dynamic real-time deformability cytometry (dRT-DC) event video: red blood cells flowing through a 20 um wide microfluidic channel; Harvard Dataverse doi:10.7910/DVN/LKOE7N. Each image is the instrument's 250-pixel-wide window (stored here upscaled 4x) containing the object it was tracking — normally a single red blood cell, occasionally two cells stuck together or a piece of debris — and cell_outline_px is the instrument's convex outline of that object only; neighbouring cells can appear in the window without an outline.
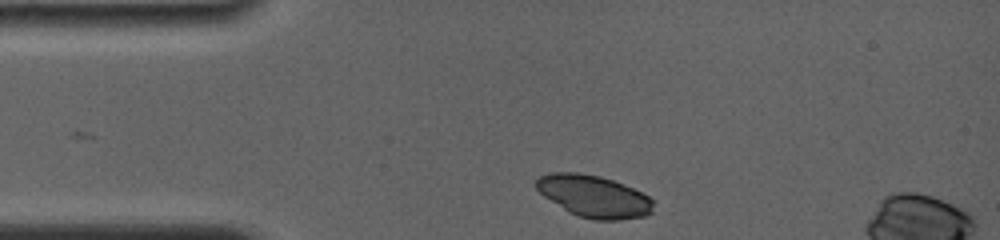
{"species": "common noctule bat (a hibernating species)", "species_latin": "Nyctalus noctula", "temperature_condition": "room temperature", "stored_images_in_passage": 6, "camera_frame_rate_fps": 4000, "um_per_image_px": 0.085, "animal": {"sex": "female", "body_mass_g": 19.0, "forearm_length_mm": 56.7}, "frame": {"image": 1, "passage_image": 1, "time_ms": 0.0, "image_size_px": [1000, 240], "cell_outline_px": [[652, 212], [644, 216], [620, 220], [592, 220], [568, 212], [544, 196], [536, 188], [536, 180], [540, 176], [552, 172], [576, 172], [600, 176], [612, 180], [632, 188], [648, 196], [652, 200]], "centroid_in_image_um": [50.46, 16.69], "position_along_channel_um": 34.5, "area_um2": 28.44}}